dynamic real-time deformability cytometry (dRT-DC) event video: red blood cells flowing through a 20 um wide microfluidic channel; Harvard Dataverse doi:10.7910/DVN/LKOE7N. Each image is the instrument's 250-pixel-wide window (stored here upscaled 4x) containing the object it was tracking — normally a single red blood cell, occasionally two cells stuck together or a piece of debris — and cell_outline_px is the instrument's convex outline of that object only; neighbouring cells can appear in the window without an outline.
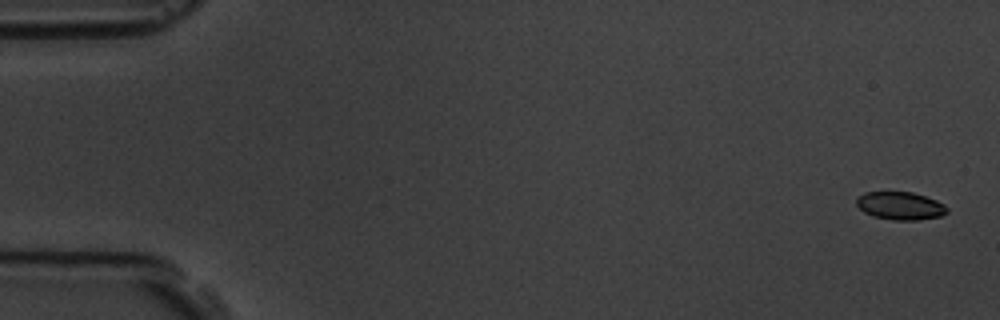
{"species": "common noctule bat (a hibernating species)", "species_latin": "Nyctalus noctula", "temperature_condition": "room temperature", "stored_images_in_passage": 6, "camera_frame_rate_fps": 3000, "um_per_image_px": 0.085, "animal": {"sex": "male", "body_mass_g": 19.5, "forearm_length_mm": 54.6}, "frame": {"image": 1, "passage_image": 1, "time_ms": 0.0, "image_size_px": [1000, 320], "cell_outline_px": [[948, 212], [940, 216], [916, 220], [892, 220], [872, 216], [864, 212], [856, 204], [856, 200], [864, 192], [912, 192], [936, 200], [944, 204], [948, 208]], "centroid_in_image_um": [76.53, 17.5], "position_along_channel_um": 8.5, "area_um2": 14.68}}
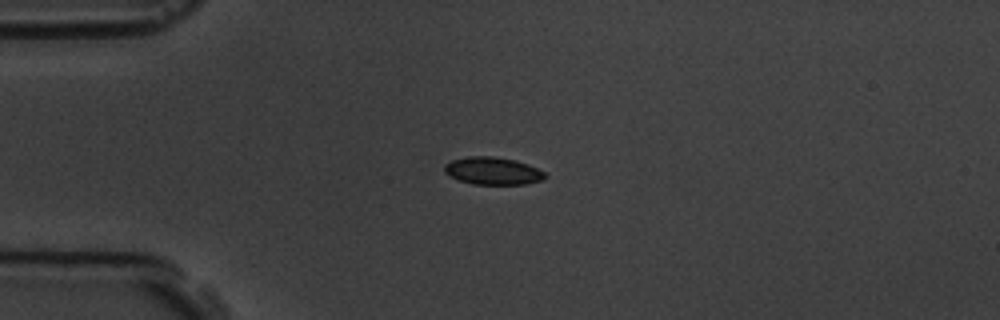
{"frame": {"image": 2, "passage_image": 5, "time_ms": 4.333, "image_size_px": [1000, 320], "cell_outline_px": [[548, 176], [544, 180], [524, 184], [472, 184], [448, 176], [444, 172], [444, 164], [452, 160], [468, 156], [492, 156], [516, 160], [528, 164], [544, 172]], "centroid_in_image_um": [41.88, 14.52], "position_along_channel_um": 43.1, "area_um2": 16.24}}